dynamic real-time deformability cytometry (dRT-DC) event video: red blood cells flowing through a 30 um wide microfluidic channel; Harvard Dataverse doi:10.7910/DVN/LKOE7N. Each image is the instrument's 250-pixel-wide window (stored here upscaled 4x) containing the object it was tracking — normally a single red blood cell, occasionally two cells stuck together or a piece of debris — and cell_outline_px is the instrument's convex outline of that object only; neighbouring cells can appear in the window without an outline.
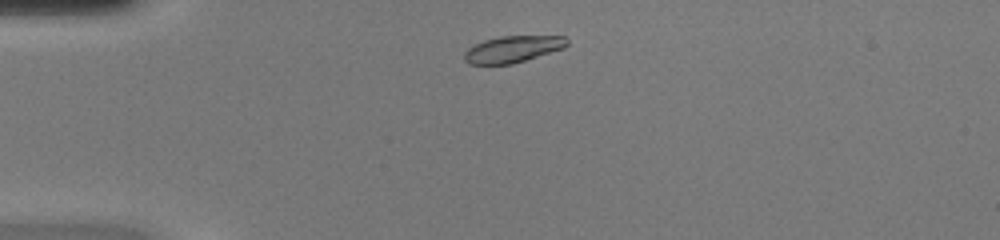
{"species": "common noctule bat (a hibernating species)", "species_latin": "Nyctalus noctula", "temperature_condition": "warm", "stored_images_in_passage": 32, "camera_frame_rate_fps": 3000, "um_per_image_px": 0.085, "animal": {"sex": "female", "body_mass_g": 20.0, "forearm_length_mm": 54.0}, "frame": {"image": 1, "passage_image": 1, "time_ms": 0.0, "image_size_px": [1000, 240], "cell_outline_px": [[568, 44], [564, 48], [512, 64], [468, 64], [464, 60], [464, 52], [472, 44], [484, 40], [500, 36], [564, 36], [568, 40]], "centroid_in_image_um": [43.55, 4.17], "position_along_channel_um": 41.5, "area_um2": 15.95}}
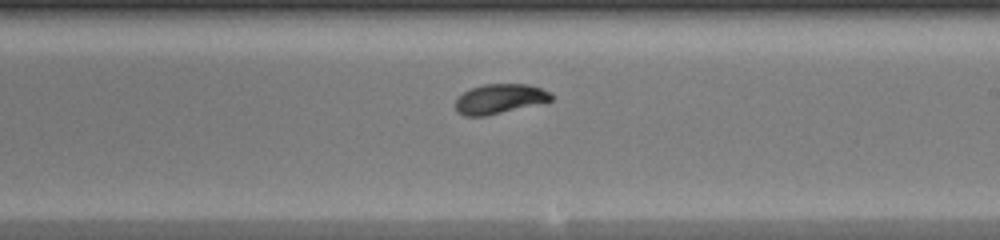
{"frame": {"image": 2, "passage_image": 18, "time_ms": 5.667, "image_size_px": [1000, 240], "cell_outline_px": [[552, 100], [484, 116], [464, 116], [456, 112], [456, 100], [464, 92], [472, 88], [484, 84], [528, 84], [540, 88], [548, 92], [552, 96]], "centroid_in_image_um": [42.42, 8.4], "position_along_channel_um": 246.6, "area_um2": 16.13}}
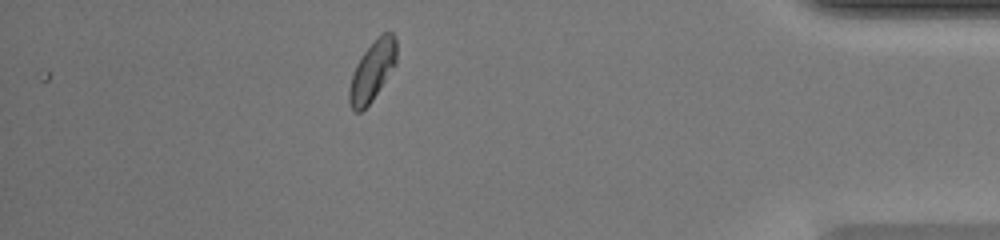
{"frame": {"image": 3, "passage_image": 32, "time_ms": 10.333, "image_size_px": [1000, 240], "cell_outline_px": [[396, 64], [372, 100], [360, 112], [352, 112], [348, 104], [348, 88], [356, 64], [364, 52], [384, 32], [392, 32], [396, 40]], "centroid_in_image_um": [31.62, 6.09], "position_along_channel_um": 403.6, "area_um2": 16.3}, "authors_computed_cell_mechanics": {"area_um2": 16.5597, "velocity_mm_per_s": 4.242, "shape_relaxation_time_tau1_ms": 2.2588, "shape_relaxation_time_tau2_ms": 1.524, "deformation_change_tau1": 0.1301, "deformation_change_tau2": 0.0442}}